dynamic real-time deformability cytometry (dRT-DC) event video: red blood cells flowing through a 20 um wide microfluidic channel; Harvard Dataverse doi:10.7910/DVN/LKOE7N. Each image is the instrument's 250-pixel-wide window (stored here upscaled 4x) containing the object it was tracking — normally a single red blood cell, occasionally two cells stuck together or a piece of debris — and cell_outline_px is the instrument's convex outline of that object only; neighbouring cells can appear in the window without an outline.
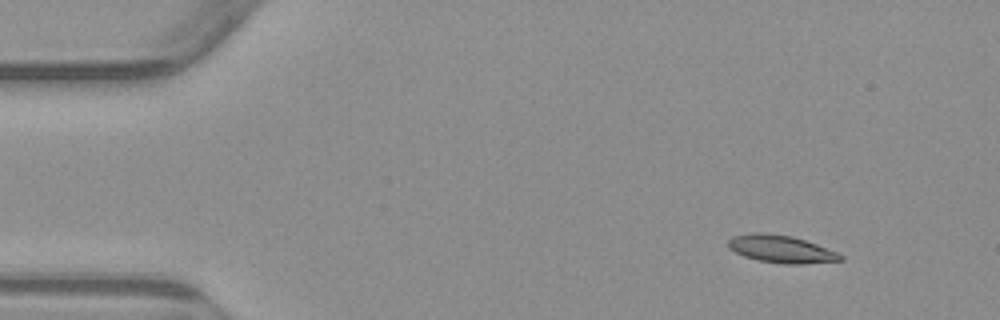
{"species": "common noctule bat (a hibernating species)", "species_latin": "Nyctalus noctula", "temperature_condition": "warm", "stored_images_in_passage": 3, "camera_frame_rate_fps": 3000, "um_per_image_px": 0.085, "animal": {"sex": "male", "body_mass_g": 23.1, "forearm_length_mm": 52.7}, "frame": {"image": 1, "passage_image": 1, "time_ms": 0.0, "image_size_px": [1000, 320], "cell_outline_px": [[844, 260], [800, 264], [784, 264], [756, 260], [744, 256], [728, 248], [728, 240], [732, 236], [752, 232], [764, 232], [792, 236], [816, 244], [836, 252], [844, 256]], "centroid_in_image_um": [66.36, 21.16], "position_along_channel_um": 18.6, "area_um2": 18.03}}
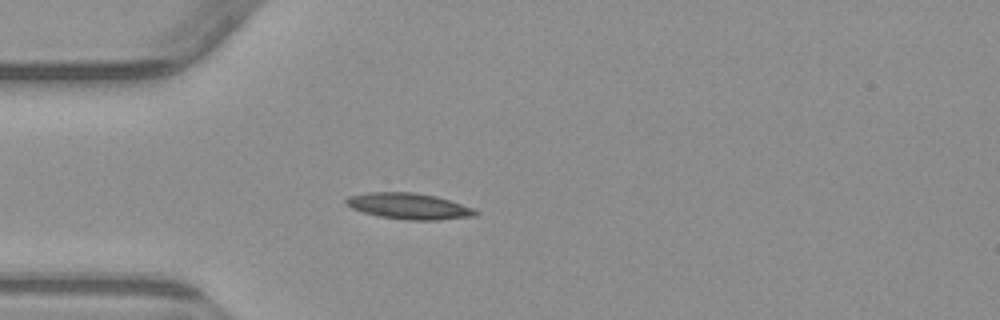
{"frame": {"image": 2, "passage_image": 3, "time_ms": 3.0, "image_size_px": [1000, 320], "cell_outline_px": [[480, 212], [476, 216], [440, 220], [408, 220], [380, 216], [364, 212], [352, 208], [344, 204], [344, 200], [348, 196], [368, 192], [412, 192], [436, 196], [472, 208]], "centroid_in_image_um": [34.74, 17.52], "position_along_channel_um": 50.3, "area_um2": 19.59}}